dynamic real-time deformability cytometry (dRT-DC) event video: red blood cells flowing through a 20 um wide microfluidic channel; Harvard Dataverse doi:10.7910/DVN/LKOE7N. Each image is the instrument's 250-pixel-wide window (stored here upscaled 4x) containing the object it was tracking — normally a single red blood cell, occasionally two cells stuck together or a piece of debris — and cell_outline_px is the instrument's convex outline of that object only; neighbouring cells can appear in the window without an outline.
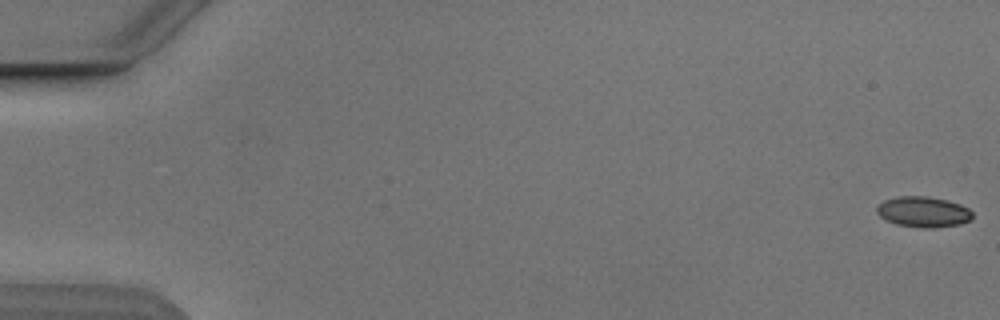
{"species": "Egyptian fruit bat (a non-hibernating species)", "species_latin": "Rousettus aegyptiacus", "temperature_condition": "cold", "stored_images_in_passage": 5, "camera_frame_rate_fps": 3000, "um_per_image_px": 0.085, "animal": {"sex": "male"}, "frame": {"image": 1, "passage_image": 1, "time_ms": 0.0, "image_size_px": [1000, 320], "cell_outline_px": [[972, 220], [960, 224], [932, 228], [920, 228], [896, 224], [880, 216], [876, 212], [876, 208], [884, 200], [896, 196], [928, 196], [948, 200], [960, 204], [968, 208], [972, 212]], "centroid_in_image_um": [78.5, 18.0], "position_along_channel_um": 6.5, "area_um2": 17.17}}
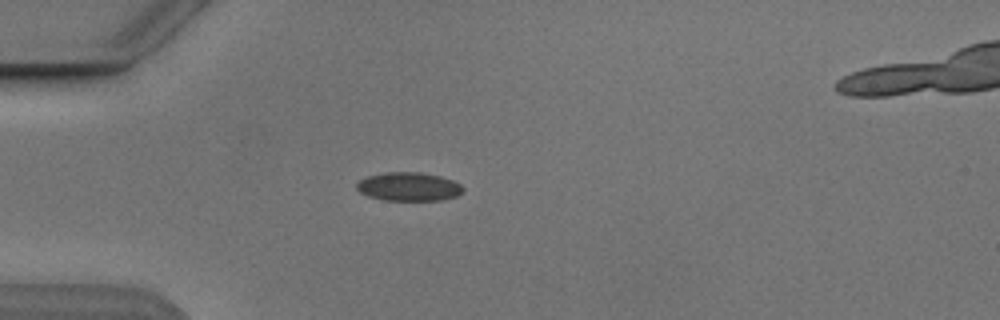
{"frame": {"image": 2, "passage_image": 5, "time_ms": 5.0, "image_size_px": [1000, 320], "cell_outline_px": [[464, 192], [456, 196], [440, 200], [384, 200], [368, 196], [360, 192], [356, 188], [356, 184], [360, 180], [368, 176], [388, 172], [420, 172], [440, 176], [452, 180], [460, 184], [464, 188]], "centroid_in_image_um": [34.76, 15.86], "position_along_channel_um": 50.2, "area_um2": 17.69}}